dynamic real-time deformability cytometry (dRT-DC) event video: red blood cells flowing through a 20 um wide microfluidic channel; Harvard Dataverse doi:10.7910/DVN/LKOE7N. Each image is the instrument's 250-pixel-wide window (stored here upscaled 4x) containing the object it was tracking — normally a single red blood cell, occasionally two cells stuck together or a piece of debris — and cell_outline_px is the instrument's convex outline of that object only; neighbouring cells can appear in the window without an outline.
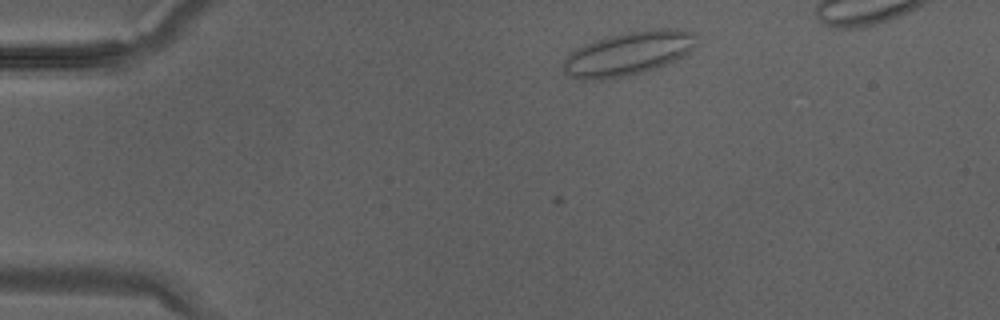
{"species": "Egyptian fruit bat (a non-hibernating species)", "species_latin": "Rousettus aegyptiacus", "temperature_condition": "warm", "stored_images_in_passage": 3, "camera_frame_rate_fps": 3000, "um_per_image_px": 0.085, "animal": {"sex": "male"}, "frame": {"image": 1, "passage_image": 3, "time_ms": 0.667, "image_size_px": [1000, 320], "cell_outline_px": [[696, 44], [684, 56], [676, 60], [656, 68], [644, 72], [624, 76], [596, 80], [580, 80], [568, 76], [564, 72], [564, 60], [576, 48], [584, 44], [596, 40], [628, 32], [660, 28], [672, 28], [696, 32]], "centroid_in_image_um": [53.43, 4.55], "position_along_channel_um": 31.6, "area_um2": 33.76}}